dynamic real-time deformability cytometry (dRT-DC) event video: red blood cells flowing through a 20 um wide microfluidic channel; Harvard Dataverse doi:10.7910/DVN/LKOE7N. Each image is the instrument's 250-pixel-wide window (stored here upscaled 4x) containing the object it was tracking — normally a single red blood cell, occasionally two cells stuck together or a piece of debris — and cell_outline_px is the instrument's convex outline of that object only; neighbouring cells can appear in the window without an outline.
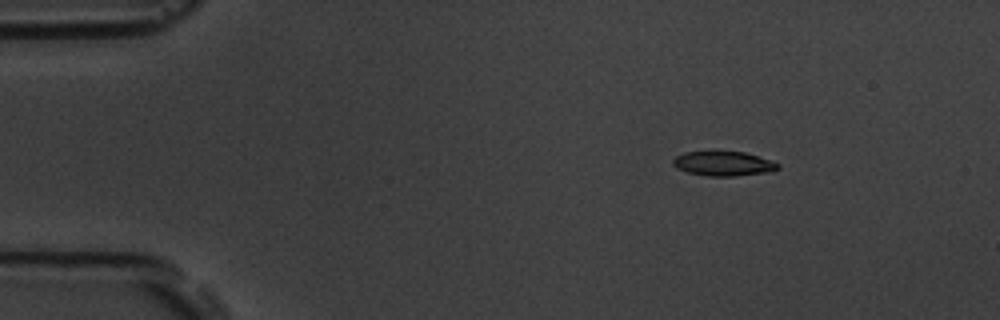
{"species": "common noctule bat (a hibernating species)", "species_latin": "Nyctalus noctula", "temperature_condition": "room temperature", "stored_images_in_passage": 49, "camera_frame_rate_fps": 3000, "um_per_image_px": 0.085, "animal": {"sex": "male", "body_mass_g": 19.5, "forearm_length_mm": 54.6}, "frame": {"image": 1, "passage_image": 1, "time_ms": 0.0, "image_size_px": [1000, 320], "cell_outline_px": [[780, 168], [772, 172], [736, 176], [708, 176], [688, 172], [676, 168], [672, 164], [672, 160], [676, 156], [684, 152], [712, 148], [716, 148], [744, 152], [780, 164]], "centroid_in_image_um": [61.44, 13.86], "position_along_channel_um": 23.6, "area_um2": 15.84}}
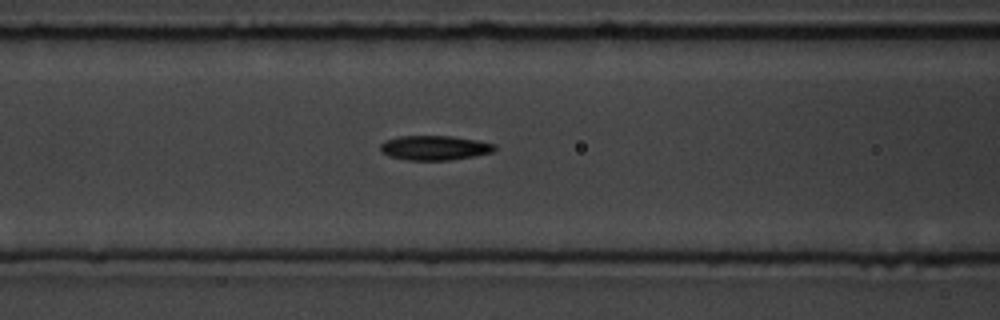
{"frame": {"image": 2, "passage_image": 16, "time_ms": 5.0, "image_size_px": [1000, 320], "cell_outline_px": [[496, 148], [492, 152], [472, 156], [448, 160], [408, 160], [388, 156], [380, 152], [380, 144], [384, 140], [400, 136], [448, 136], [476, 140], [496, 144]], "centroid_in_image_um": [36.89, 12.56], "position_along_channel_um": 129.7, "area_um2": 16.3}}
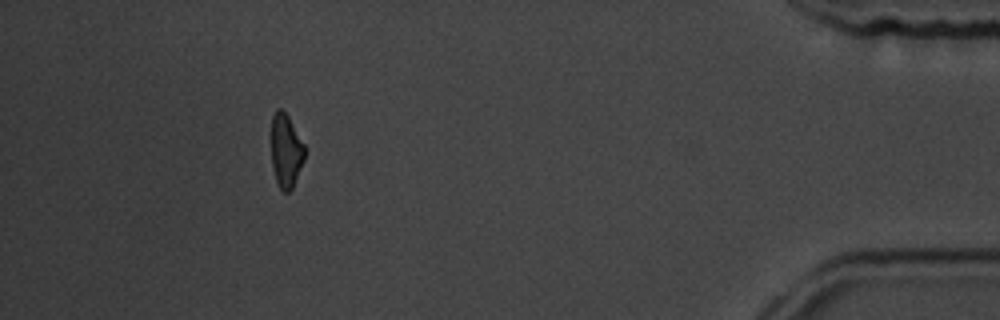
{"frame": {"image": 3, "passage_image": 44, "time_ms": 14.333, "image_size_px": [1000, 320], "cell_outline_px": [[304, 160], [292, 188], [288, 192], [284, 192], [280, 188], [276, 180], [272, 168], [272, 116], [276, 108], [280, 108], [288, 116], [304, 144]], "centroid_in_image_um": [24.3, 12.81], "position_along_channel_um": 410.9, "area_um2": 14.1}, "authors_computed_cell_mechanics": {"area_um2": 15.8372, "velocity_mm_per_s": 3.6534, "shape_relaxation_time_tau1_ms": 4.2535, "shape_relaxation_time_tau2_ms": 10.9431, "deformation_change_tau1": 0.1256, "deformation_change_tau2": 0.2121}}